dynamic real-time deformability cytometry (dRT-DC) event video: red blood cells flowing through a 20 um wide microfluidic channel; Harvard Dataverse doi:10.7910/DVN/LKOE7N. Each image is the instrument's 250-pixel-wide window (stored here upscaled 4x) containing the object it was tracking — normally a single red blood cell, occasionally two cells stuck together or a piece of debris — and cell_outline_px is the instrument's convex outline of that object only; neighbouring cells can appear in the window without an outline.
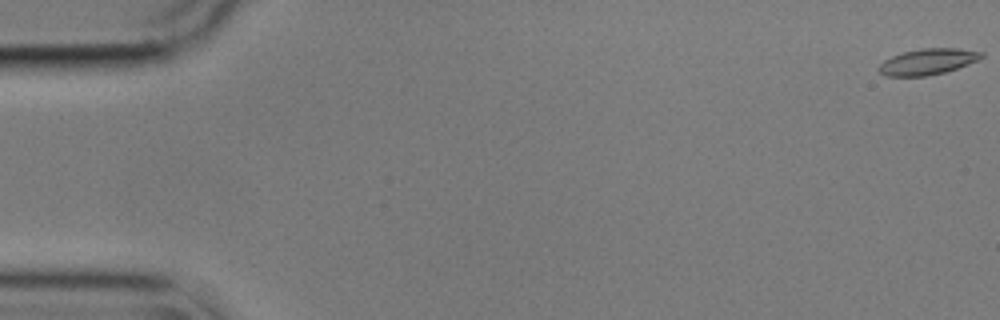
{"species": "common noctule bat (a hibernating species)", "species_latin": "Nyctalus noctula", "temperature_condition": "cold", "stored_images_in_passage": 57, "camera_frame_rate_fps": 3000, "um_per_image_px": 0.085, "animal": {"sex": "male", "body_mass_g": 17.9}, "frame": {"image": 1, "passage_image": 1, "time_ms": 0.0, "image_size_px": [1000, 320], "cell_outline_px": [[984, 56], [980, 60], [944, 72], [928, 76], [884, 76], [876, 68], [884, 60], [892, 56], [904, 52], [920, 48], [960, 48], [984, 52]], "centroid_in_image_um": [78.87, 5.24], "position_along_channel_um": 6.1, "area_um2": 15.66}}
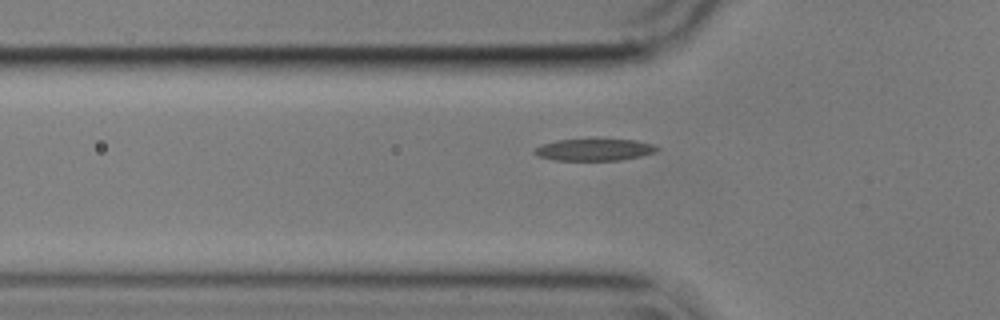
{"frame": {"image": 2, "passage_image": 19, "time_ms": 6.0, "image_size_px": [1000, 320], "cell_outline_px": [[660, 148], [656, 152], [640, 156], [620, 160], [552, 160], [540, 156], [532, 152], [540, 144], [556, 140], [636, 140], [656, 144]], "centroid_in_image_um": [50.54, 12.73], "position_along_channel_um": 75.3, "area_um2": 15.55}}
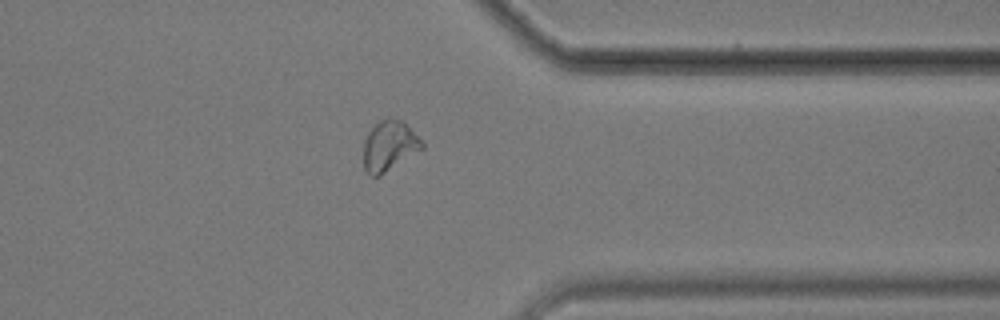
{"frame": {"image": 3, "passage_image": 45, "time_ms": 14.667, "image_size_px": [1000, 320], "cell_outline_px": [[424, 148], [380, 176], [372, 176], [364, 168], [364, 140], [368, 132], [380, 120], [388, 116], [400, 120], [424, 144]], "centroid_in_image_um": [33.06, 12.41], "position_along_channel_um": 378.3, "area_um2": 16.82}, "authors_computed_cell_mechanics": {"area_um2": 15.7794, "velocity_mm_per_s": 3.5691, "shape_relaxation_time_tau1_ms": 3.4061, "shape_relaxation_time_tau2_ms": 4.9613, "deformation_change_tau1": 0.1444, "deformation_change_tau2": 0.1083}}